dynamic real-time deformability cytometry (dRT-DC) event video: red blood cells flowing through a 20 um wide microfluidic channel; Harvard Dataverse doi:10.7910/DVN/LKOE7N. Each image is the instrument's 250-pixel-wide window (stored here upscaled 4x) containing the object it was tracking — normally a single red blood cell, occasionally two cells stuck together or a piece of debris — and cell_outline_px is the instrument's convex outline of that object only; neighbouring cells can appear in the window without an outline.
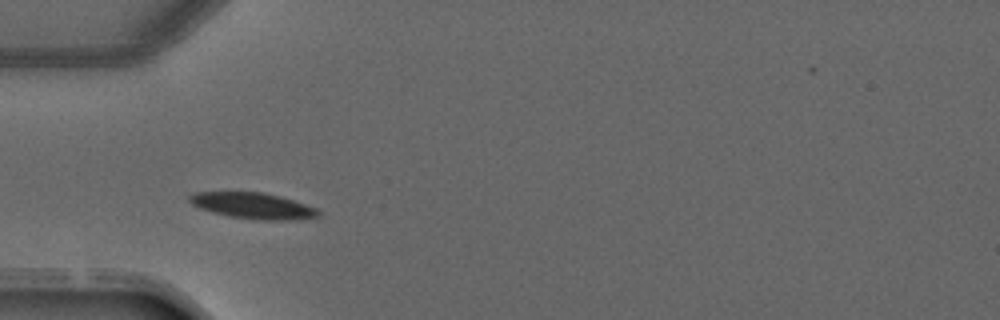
{"species": "common noctule bat (a hibernating species)", "species_latin": "Nyctalus noctula", "temperature_condition": "warm", "stored_images_in_passage": 2, "camera_frame_rate_fps": 3000, "um_per_image_px": 0.085, "animal": {"sex": "male", "forearm_length_mm": 52.5}, "frame": {"image": 1, "passage_image": 2, "time_ms": 1.0, "image_size_px": [1000, 320], "cell_outline_px": [[320, 216], [292, 220], [256, 220], [228, 216], [212, 212], [200, 208], [192, 204], [188, 200], [188, 196], [196, 192], [264, 192], [280, 196], [316, 208], [320, 212]], "centroid_in_image_um": [21.48, 17.49], "position_along_channel_um": 63.5, "area_um2": 19.54}}